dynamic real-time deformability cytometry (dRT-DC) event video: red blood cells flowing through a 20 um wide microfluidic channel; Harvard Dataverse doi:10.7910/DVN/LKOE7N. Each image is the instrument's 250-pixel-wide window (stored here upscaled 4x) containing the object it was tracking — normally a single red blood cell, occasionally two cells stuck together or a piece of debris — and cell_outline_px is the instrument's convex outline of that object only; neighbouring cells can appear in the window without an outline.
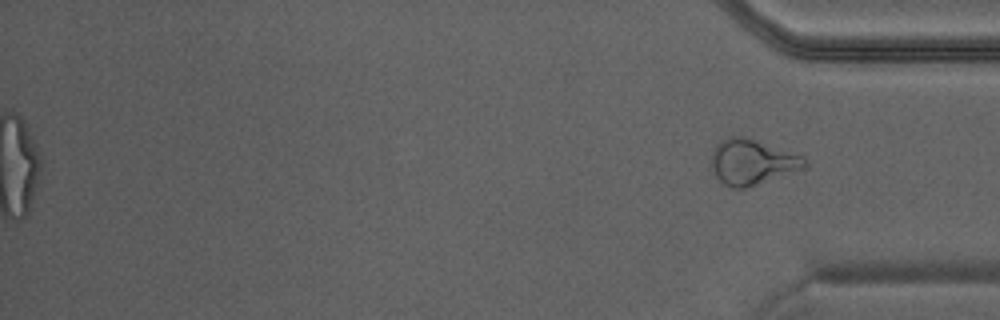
{"species": "Egyptian fruit bat (a non-hibernating species)", "species_latin": "Rousettus aegyptiacus", "temperature_condition": "warm", "stored_images_in_passage": 34, "camera_frame_rate_fps": 3000, "um_per_image_px": 0.085, "animal": {"sex": "male"}, "frame": {"image": 1, "passage_image": 34, "time_ms": 11.0, "image_size_px": [1000, 320], "cell_outline_px": [[808, 164], [804, 168], [744, 188], [732, 188], [724, 184], [716, 176], [712, 168], [712, 152], [716, 144], [728, 136], [744, 136], [756, 140], [800, 156]], "centroid_in_image_um": [63.87, 13.76], "position_along_channel_um": 371.3, "area_um2": 23.99}}